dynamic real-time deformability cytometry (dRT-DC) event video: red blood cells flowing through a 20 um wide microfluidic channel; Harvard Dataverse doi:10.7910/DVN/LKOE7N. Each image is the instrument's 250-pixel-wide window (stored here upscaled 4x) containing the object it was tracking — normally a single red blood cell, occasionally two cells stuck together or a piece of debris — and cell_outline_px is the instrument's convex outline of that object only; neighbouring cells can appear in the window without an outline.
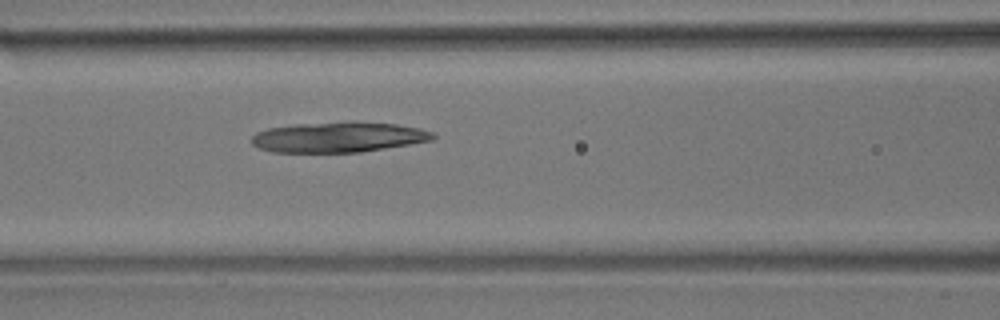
{"species": "common noctule bat (a hibernating species)", "species_latin": "Nyctalus noctula", "temperature_condition": "room temperature", "stored_images_in_passage": 54, "camera_frame_rate_fps": 3000, "um_per_image_px": 0.085, "animal": {"sex": "male", "body_mass_g": 17.9}, "frame": {"image": 1, "passage_image": 23, "time_ms": 7.333, "image_size_px": [1000, 320], "cell_outline_px": [[436, 136], [432, 140], [360, 152], [272, 152], [260, 148], [252, 144], [252, 136], [256, 132], [268, 128], [296, 124], [396, 124], [420, 128], [432, 132]], "centroid_in_image_um": [28.72, 11.69], "position_along_channel_um": 137.9, "area_um2": 30.81}}
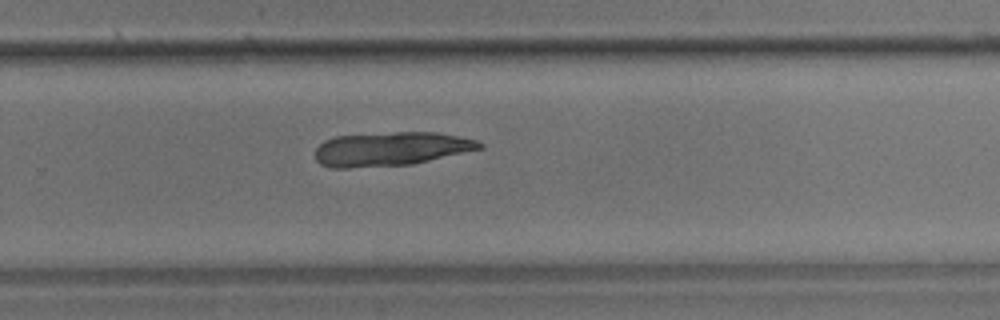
{"frame": {"image": 2, "passage_image": 36, "time_ms": 11.667, "image_size_px": [1000, 320], "cell_outline_px": [[484, 148], [412, 164], [348, 168], [332, 168], [320, 164], [316, 160], [316, 148], [324, 140], [336, 136], [396, 132], [436, 132], [476, 140], [484, 144]], "centroid_in_image_um": [33.21, 12.66], "position_along_channel_um": 296.6, "area_um2": 32.37}}
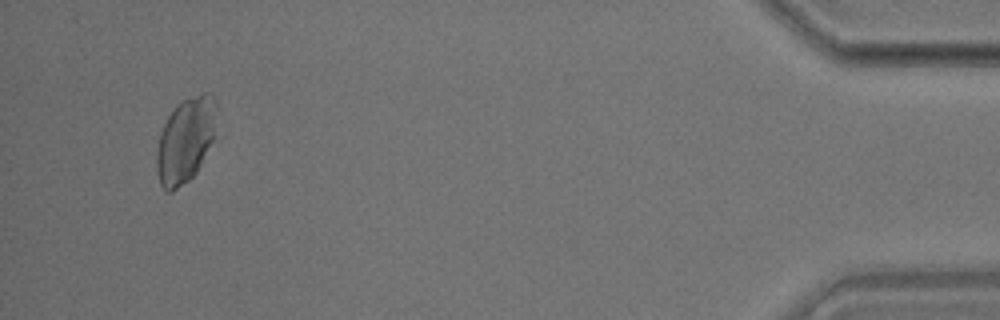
{"frame": {"image": 3, "passage_image": 52, "time_ms": 17.0, "image_size_px": [1000, 320], "cell_outline_px": [[216, 140], [196, 172], [188, 180], [172, 192], [164, 192], [160, 184], [156, 168], [156, 152], [160, 132], [168, 116], [176, 104], [180, 100], [204, 92], [212, 92], [216, 100]], "centroid_in_image_um": [15.8, 11.89], "position_along_channel_um": 419.4, "area_um2": 30.52}}